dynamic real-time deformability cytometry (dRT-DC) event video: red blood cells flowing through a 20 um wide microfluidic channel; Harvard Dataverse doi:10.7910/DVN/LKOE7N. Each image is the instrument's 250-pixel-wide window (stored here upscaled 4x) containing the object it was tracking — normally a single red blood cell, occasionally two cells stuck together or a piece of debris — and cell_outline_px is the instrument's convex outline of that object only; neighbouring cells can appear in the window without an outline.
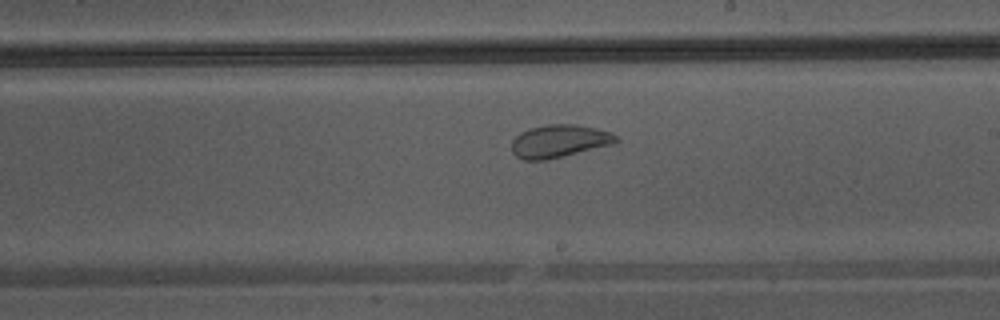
{"species": "Egyptian fruit bat (a non-hibernating species)", "species_latin": "Rousettus aegyptiacus", "temperature_condition": "warm", "stored_images_in_passage": 26, "camera_frame_rate_fps": 3000, "um_per_image_px": 0.085, "animal": {"sex": "male"}, "frame": {"image": 1, "passage_image": 15, "time_ms": 4.667, "image_size_px": [1000, 320], "cell_outline_px": [[620, 140], [616, 144], [544, 160], [524, 160], [516, 156], [512, 152], [512, 140], [520, 132], [528, 128], [544, 124], [576, 124], [596, 128], [612, 132]], "centroid_in_image_um": [47.55, 11.98], "position_along_channel_um": 241.4, "area_um2": 20.17}}